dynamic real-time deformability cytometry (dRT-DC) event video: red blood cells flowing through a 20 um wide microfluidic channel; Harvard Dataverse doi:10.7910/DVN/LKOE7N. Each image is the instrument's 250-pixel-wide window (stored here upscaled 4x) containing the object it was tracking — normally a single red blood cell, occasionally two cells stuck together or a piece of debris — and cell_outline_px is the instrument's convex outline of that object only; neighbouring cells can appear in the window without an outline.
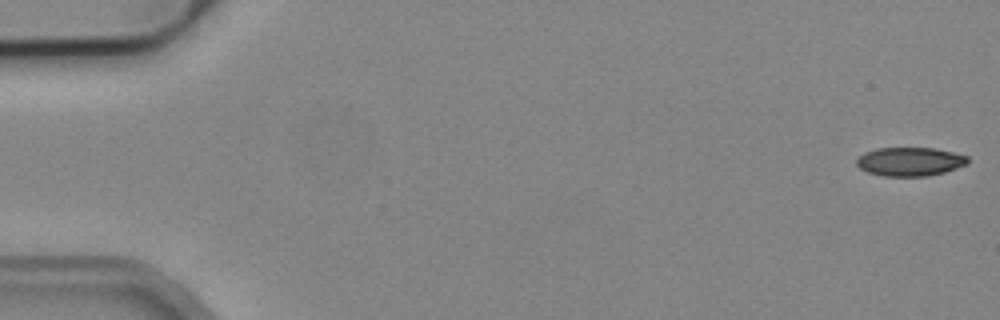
{"species": "common noctule bat (a hibernating species)", "species_latin": "Nyctalus noctula", "temperature_condition": "cold", "stored_images_in_passage": 54, "camera_frame_rate_fps": 3000, "um_per_image_px": 0.085, "animal": {"sex": "male", "body_mass_g": 19.2, "forearm_length_mm": 51.8}, "frame": {"image": 1, "passage_image": 1, "time_ms": 0.0, "image_size_px": [1000, 320], "cell_outline_px": [[968, 164], [944, 172], [928, 176], [884, 176], [868, 172], [860, 168], [856, 164], [856, 160], [864, 152], [876, 148], [936, 148], [968, 156]], "centroid_in_image_um": [77.34, 13.73], "position_along_channel_um": 7.7, "area_um2": 18.61}}
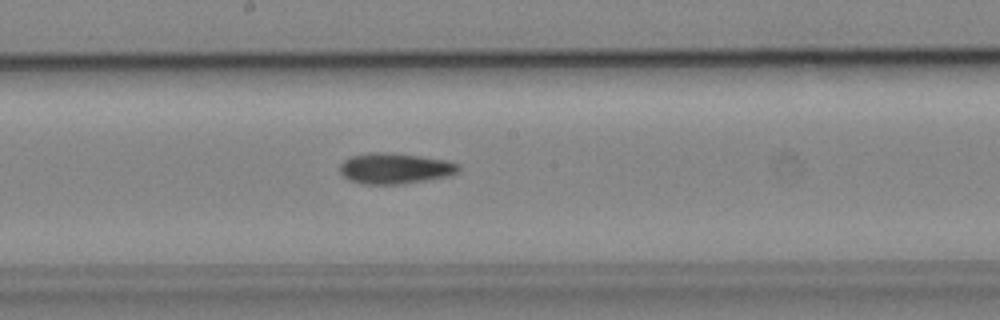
{"frame": {"image": 2, "passage_image": 29, "time_ms": 9.333, "image_size_px": [1000, 320], "cell_outline_px": [[460, 172], [448, 176], [400, 184], [360, 184], [348, 180], [340, 172], [340, 164], [344, 160], [352, 156], [368, 152], [384, 152], [420, 156], [448, 160], [460, 164]], "centroid_in_image_um": [33.58, 14.31], "position_along_channel_um": 214.6, "area_um2": 21.39}}
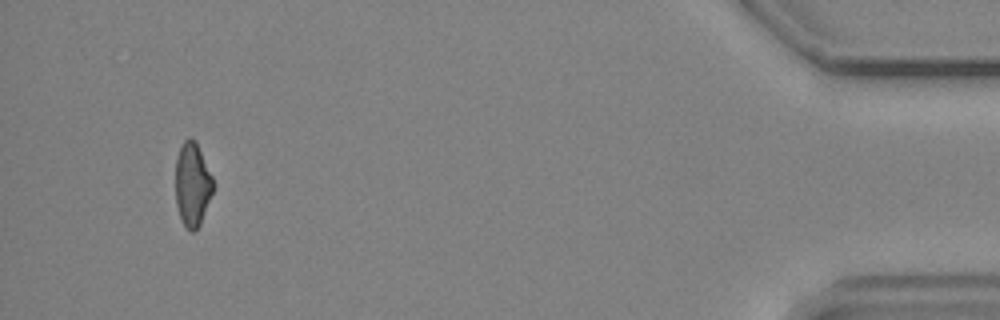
{"frame": {"image": 3, "passage_image": 51, "time_ms": 16.667, "image_size_px": [1000, 320], "cell_outline_px": [[212, 192], [200, 224], [192, 232], [184, 224], [180, 216], [176, 204], [176, 156], [184, 140], [188, 136], [192, 136], [196, 140], [212, 176]], "centroid_in_image_um": [16.34, 15.6], "position_along_channel_um": 418.9, "area_um2": 18.09}, "authors_computed_cell_mechanics": {"area_um2": 19.8832, "velocity_mm_per_s": 3.813, "shape_relaxation_time_tau1_ms": null, "shape_relaxation_time_tau2_ms": 4.2711, "deformation_change_tau1": null, "deformation_change_tau2": 0.1284}}